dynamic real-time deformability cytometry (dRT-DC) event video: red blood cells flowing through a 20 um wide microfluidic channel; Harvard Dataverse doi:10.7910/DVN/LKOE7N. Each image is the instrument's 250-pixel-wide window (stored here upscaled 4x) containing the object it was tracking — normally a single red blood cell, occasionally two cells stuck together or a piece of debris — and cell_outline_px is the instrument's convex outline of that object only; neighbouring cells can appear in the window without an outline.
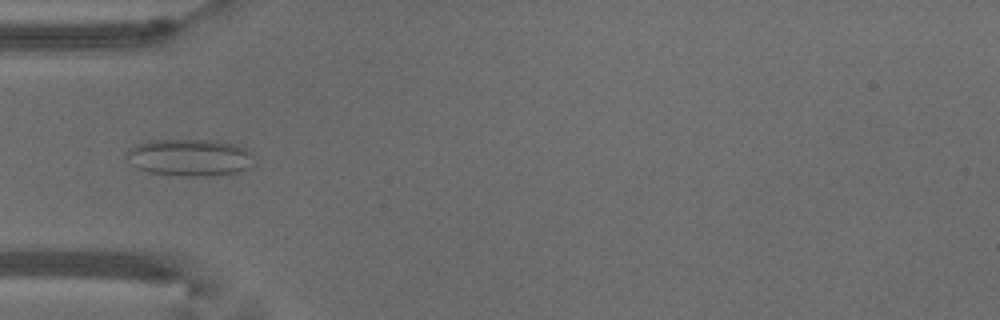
{"species": "common noctule bat (a hibernating species)", "species_latin": "Nyctalus noctula", "temperature_condition": "warm", "stored_images_in_passage": 53, "camera_frame_rate_fps": 3000, "um_per_image_px": 0.085, "animal": {"sex": "male", "body_mass_g": 18.8}, "frame": {"image": 1, "passage_image": 17, "time_ms": 5.333, "image_size_px": [1000, 320], "cell_outline_px": [[256, 164], [252, 168], [240, 172], [212, 176], [180, 176], [152, 172], [136, 168], [132, 164], [128, 156], [128, 148], [136, 144], [148, 140], [208, 140], [236, 144], [244, 148], [256, 160]], "centroid_in_image_um": [16.19, 13.4], "position_along_channel_um": 68.8, "area_um2": 27.74}}
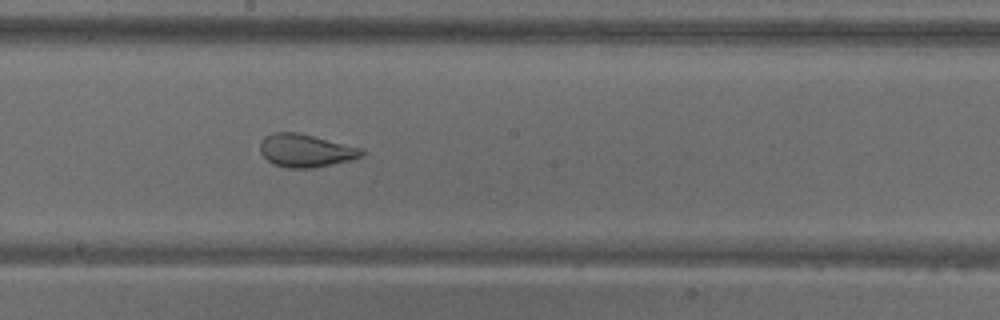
{"frame": {"image": 2, "passage_image": 29, "time_ms": 9.333, "image_size_px": [1000, 320], "cell_outline_px": [[364, 156], [332, 164], [312, 168], [288, 168], [276, 164], [268, 160], [260, 152], [260, 140], [264, 136], [272, 132], [300, 132], [364, 148]], "centroid_in_image_um": [26.0, 12.77], "position_along_channel_um": 222.2, "area_um2": 19.71}}
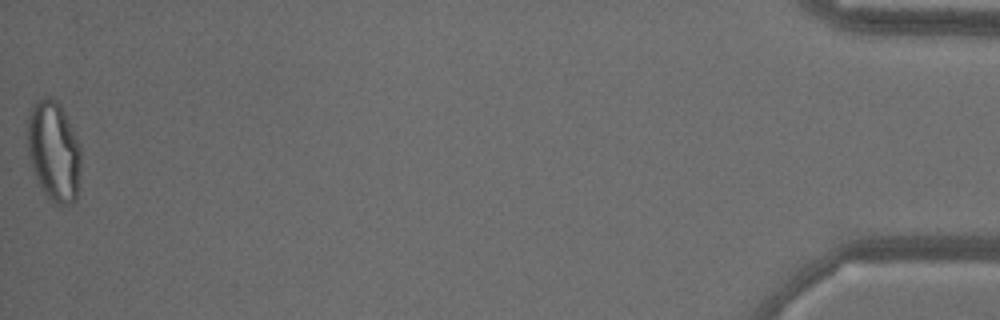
{"frame": {"image": 3, "passage_image": 53, "time_ms": 17.333, "image_size_px": [1000, 320], "cell_outline_px": [[80, 168], [76, 200], [72, 204], [60, 208], [52, 204], [48, 200], [40, 188], [36, 180], [28, 156], [24, 132], [28, 108], [36, 100], [44, 96], [52, 96], [60, 104], [80, 144]], "centroid_in_image_um": [4.51, 12.85], "position_along_channel_um": 430.7, "area_um2": 32.77}, "authors_computed_cell_mechanics": {"area_um2": 26.1834, "velocity_mm_per_s": 3.8139, "shape_relaxation_time_tau1_ms": null, "shape_relaxation_time_tau2_ms": 0.7473, "deformation_change_tau1": null, "deformation_change_tau2": 0.0726}}